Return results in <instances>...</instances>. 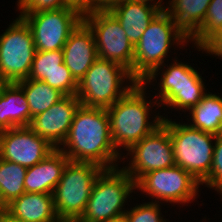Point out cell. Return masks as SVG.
<instances>
[{
  "label": "cell",
  "instance_id": "cell-1",
  "mask_svg": "<svg viewBox=\"0 0 222 222\" xmlns=\"http://www.w3.org/2000/svg\"><path fill=\"white\" fill-rule=\"evenodd\" d=\"M62 145L59 149L70 161L91 162L103 169L116 168L118 160L125 161L115 149L105 108L80 105Z\"/></svg>",
  "mask_w": 222,
  "mask_h": 222
},
{
  "label": "cell",
  "instance_id": "cell-2",
  "mask_svg": "<svg viewBox=\"0 0 222 222\" xmlns=\"http://www.w3.org/2000/svg\"><path fill=\"white\" fill-rule=\"evenodd\" d=\"M146 88L142 82H137L123 97L107 108L111 137L115 149L121 155L120 148L128 151L162 124L163 115H160L159 111L152 112V107L157 105V108H160L159 103L157 100L148 99ZM153 113L157 115L151 118Z\"/></svg>",
  "mask_w": 222,
  "mask_h": 222
},
{
  "label": "cell",
  "instance_id": "cell-3",
  "mask_svg": "<svg viewBox=\"0 0 222 222\" xmlns=\"http://www.w3.org/2000/svg\"><path fill=\"white\" fill-rule=\"evenodd\" d=\"M187 42L189 43V37L166 11H161L134 46L131 76L136 82H143L154 70L165 64L172 45H182L179 47L181 49L188 45Z\"/></svg>",
  "mask_w": 222,
  "mask_h": 222
},
{
  "label": "cell",
  "instance_id": "cell-4",
  "mask_svg": "<svg viewBox=\"0 0 222 222\" xmlns=\"http://www.w3.org/2000/svg\"><path fill=\"white\" fill-rule=\"evenodd\" d=\"M175 58V60L172 59L173 63L169 65L165 63L162 67L160 66L154 70L142 83L148 86L156 85L153 82L156 80L157 83L156 78L162 72L160 82L157 84L160 90H157L158 93H155L152 99L155 98L159 107H164V110L165 107H169L183 112L187 110L188 112L200 103L207 94V90L198 70L194 69L189 63L178 61V58ZM164 66H166V69Z\"/></svg>",
  "mask_w": 222,
  "mask_h": 222
},
{
  "label": "cell",
  "instance_id": "cell-5",
  "mask_svg": "<svg viewBox=\"0 0 222 222\" xmlns=\"http://www.w3.org/2000/svg\"><path fill=\"white\" fill-rule=\"evenodd\" d=\"M136 83L124 66L98 58L79 81L76 96L82 106L107 109Z\"/></svg>",
  "mask_w": 222,
  "mask_h": 222
},
{
  "label": "cell",
  "instance_id": "cell-6",
  "mask_svg": "<svg viewBox=\"0 0 222 222\" xmlns=\"http://www.w3.org/2000/svg\"><path fill=\"white\" fill-rule=\"evenodd\" d=\"M120 168V169H119ZM135 181L121 168L103 169L96 177L81 222H110L122 217Z\"/></svg>",
  "mask_w": 222,
  "mask_h": 222
},
{
  "label": "cell",
  "instance_id": "cell-7",
  "mask_svg": "<svg viewBox=\"0 0 222 222\" xmlns=\"http://www.w3.org/2000/svg\"><path fill=\"white\" fill-rule=\"evenodd\" d=\"M166 117H162V124L170 133L175 165L202 183L211 170L216 135Z\"/></svg>",
  "mask_w": 222,
  "mask_h": 222
},
{
  "label": "cell",
  "instance_id": "cell-8",
  "mask_svg": "<svg viewBox=\"0 0 222 222\" xmlns=\"http://www.w3.org/2000/svg\"><path fill=\"white\" fill-rule=\"evenodd\" d=\"M102 170L101 166L91 162H68L53 191L54 207L60 222L81 218L94 181Z\"/></svg>",
  "mask_w": 222,
  "mask_h": 222
},
{
  "label": "cell",
  "instance_id": "cell-9",
  "mask_svg": "<svg viewBox=\"0 0 222 222\" xmlns=\"http://www.w3.org/2000/svg\"><path fill=\"white\" fill-rule=\"evenodd\" d=\"M36 53L32 32L27 23L17 17L0 35V79L17 83L28 79Z\"/></svg>",
  "mask_w": 222,
  "mask_h": 222
},
{
  "label": "cell",
  "instance_id": "cell-10",
  "mask_svg": "<svg viewBox=\"0 0 222 222\" xmlns=\"http://www.w3.org/2000/svg\"><path fill=\"white\" fill-rule=\"evenodd\" d=\"M201 183H199L188 171L174 165L169 168L153 170L143 175L136 183L135 189L142 194L155 198L151 202L156 203H191L196 199ZM157 199V200H156ZM163 201V202H159Z\"/></svg>",
  "mask_w": 222,
  "mask_h": 222
},
{
  "label": "cell",
  "instance_id": "cell-11",
  "mask_svg": "<svg viewBox=\"0 0 222 222\" xmlns=\"http://www.w3.org/2000/svg\"><path fill=\"white\" fill-rule=\"evenodd\" d=\"M83 21L94 34L98 58L116 62L131 72L134 45L117 18L110 11H93L83 15Z\"/></svg>",
  "mask_w": 222,
  "mask_h": 222
},
{
  "label": "cell",
  "instance_id": "cell-12",
  "mask_svg": "<svg viewBox=\"0 0 222 222\" xmlns=\"http://www.w3.org/2000/svg\"><path fill=\"white\" fill-rule=\"evenodd\" d=\"M29 26L36 51L62 50L69 35L83 21V15L71 7L40 13H20Z\"/></svg>",
  "mask_w": 222,
  "mask_h": 222
},
{
  "label": "cell",
  "instance_id": "cell-13",
  "mask_svg": "<svg viewBox=\"0 0 222 222\" xmlns=\"http://www.w3.org/2000/svg\"><path fill=\"white\" fill-rule=\"evenodd\" d=\"M128 155L131 160L122 168L135 183L150 171L175 165L170 133L163 124L133 145L125 156Z\"/></svg>",
  "mask_w": 222,
  "mask_h": 222
},
{
  "label": "cell",
  "instance_id": "cell-14",
  "mask_svg": "<svg viewBox=\"0 0 222 222\" xmlns=\"http://www.w3.org/2000/svg\"><path fill=\"white\" fill-rule=\"evenodd\" d=\"M54 149L29 126L0 131V158L26 168L44 160Z\"/></svg>",
  "mask_w": 222,
  "mask_h": 222
},
{
  "label": "cell",
  "instance_id": "cell-15",
  "mask_svg": "<svg viewBox=\"0 0 222 222\" xmlns=\"http://www.w3.org/2000/svg\"><path fill=\"white\" fill-rule=\"evenodd\" d=\"M80 105L76 95L65 96L48 110L33 117L29 127L54 148H59L69 133Z\"/></svg>",
  "mask_w": 222,
  "mask_h": 222
},
{
  "label": "cell",
  "instance_id": "cell-16",
  "mask_svg": "<svg viewBox=\"0 0 222 222\" xmlns=\"http://www.w3.org/2000/svg\"><path fill=\"white\" fill-rule=\"evenodd\" d=\"M28 78L44 81L65 96L77 93L78 83L64 64L62 50L36 51Z\"/></svg>",
  "mask_w": 222,
  "mask_h": 222
},
{
  "label": "cell",
  "instance_id": "cell-17",
  "mask_svg": "<svg viewBox=\"0 0 222 222\" xmlns=\"http://www.w3.org/2000/svg\"><path fill=\"white\" fill-rule=\"evenodd\" d=\"M62 51L64 64L79 83L98 59L94 34L84 21L69 35Z\"/></svg>",
  "mask_w": 222,
  "mask_h": 222
},
{
  "label": "cell",
  "instance_id": "cell-18",
  "mask_svg": "<svg viewBox=\"0 0 222 222\" xmlns=\"http://www.w3.org/2000/svg\"><path fill=\"white\" fill-rule=\"evenodd\" d=\"M69 161L59 148H55L44 160L27 168L25 192L53 194Z\"/></svg>",
  "mask_w": 222,
  "mask_h": 222
},
{
  "label": "cell",
  "instance_id": "cell-19",
  "mask_svg": "<svg viewBox=\"0 0 222 222\" xmlns=\"http://www.w3.org/2000/svg\"><path fill=\"white\" fill-rule=\"evenodd\" d=\"M4 209L25 222H60L56 215L53 194L25 192Z\"/></svg>",
  "mask_w": 222,
  "mask_h": 222
},
{
  "label": "cell",
  "instance_id": "cell-20",
  "mask_svg": "<svg viewBox=\"0 0 222 222\" xmlns=\"http://www.w3.org/2000/svg\"><path fill=\"white\" fill-rule=\"evenodd\" d=\"M110 12L120 22L127 37L135 46L161 10L146 3L126 0L112 8Z\"/></svg>",
  "mask_w": 222,
  "mask_h": 222
},
{
  "label": "cell",
  "instance_id": "cell-21",
  "mask_svg": "<svg viewBox=\"0 0 222 222\" xmlns=\"http://www.w3.org/2000/svg\"><path fill=\"white\" fill-rule=\"evenodd\" d=\"M30 123V109L23 89L17 83H3L0 86V131Z\"/></svg>",
  "mask_w": 222,
  "mask_h": 222
},
{
  "label": "cell",
  "instance_id": "cell-22",
  "mask_svg": "<svg viewBox=\"0 0 222 222\" xmlns=\"http://www.w3.org/2000/svg\"><path fill=\"white\" fill-rule=\"evenodd\" d=\"M211 0H169L166 12L190 37L204 22Z\"/></svg>",
  "mask_w": 222,
  "mask_h": 222
},
{
  "label": "cell",
  "instance_id": "cell-23",
  "mask_svg": "<svg viewBox=\"0 0 222 222\" xmlns=\"http://www.w3.org/2000/svg\"><path fill=\"white\" fill-rule=\"evenodd\" d=\"M189 126L203 132L218 135L222 133V97L216 93H208L198 105L189 110Z\"/></svg>",
  "mask_w": 222,
  "mask_h": 222
},
{
  "label": "cell",
  "instance_id": "cell-24",
  "mask_svg": "<svg viewBox=\"0 0 222 222\" xmlns=\"http://www.w3.org/2000/svg\"><path fill=\"white\" fill-rule=\"evenodd\" d=\"M23 89L30 109L31 121L36 115L48 110L65 97L59 90L50 87L44 81L25 79L17 82Z\"/></svg>",
  "mask_w": 222,
  "mask_h": 222
},
{
  "label": "cell",
  "instance_id": "cell-25",
  "mask_svg": "<svg viewBox=\"0 0 222 222\" xmlns=\"http://www.w3.org/2000/svg\"><path fill=\"white\" fill-rule=\"evenodd\" d=\"M26 172V167L0 158V209L25 193Z\"/></svg>",
  "mask_w": 222,
  "mask_h": 222
},
{
  "label": "cell",
  "instance_id": "cell-26",
  "mask_svg": "<svg viewBox=\"0 0 222 222\" xmlns=\"http://www.w3.org/2000/svg\"><path fill=\"white\" fill-rule=\"evenodd\" d=\"M222 29V0H211L203 24L189 37L196 47H201L211 36Z\"/></svg>",
  "mask_w": 222,
  "mask_h": 222
},
{
  "label": "cell",
  "instance_id": "cell-27",
  "mask_svg": "<svg viewBox=\"0 0 222 222\" xmlns=\"http://www.w3.org/2000/svg\"><path fill=\"white\" fill-rule=\"evenodd\" d=\"M160 206V203L156 202L140 203L128 209L123 216L127 222H167V219L163 218Z\"/></svg>",
  "mask_w": 222,
  "mask_h": 222
},
{
  "label": "cell",
  "instance_id": "cell-28",
  "mask_svg": "<svg viewBox=\"0 0 222 222\" xmlns=\"http://www.w3.org/2000/svg\"><path fill=\"white\" fill-rule=\"evenodd\" d=\"M203 184L222 195V133L216 135L211 170Z\"/></svg>",
  "mask_w": 222,
  "mask_h": 222
},
{
  "label": "cell",
  "instance_id": "cell-29",
  "mask_svg": "<svg viewBox=\"0 0 222 222\" xmlns=\"http://www.w3.org/2000/svg\"><path fill=\"white\" fill-rule=\"evenodd\" d=\"M16 6L20 13H40L68 7L65 0H18Z\"/></svg>",
  "mask_w": 222,
  "mask_h": 222
},
{
  "label": "cell",
  "instance_id": "cell-30",
  "mask_svg": "<svg viewBox=\"0 0 222 222\" xmlns=\"http://www.w3.org/2000/svg\"><path fill=\"white\" fill-rule=\"evenodd\" d=\"M198 51H205L208 55L218 56L222 59V29L211 36L201 47H196Z\"/></svg>",
  "mask_w": 222,
  "mask_h": 222
},
{
  "label": "cell",
  "instance_id": "cell-31",
  "mask_svg": "<svg viewBox=\"0 0 222 222\" xmlns=\"http://www.w3.org/2000/svg\"><path fill=\"white\" fill-rule=\"evenodd\" d=\"M126 0H95V11H110Z\"/></svg>",
  "mask_w": 222,
  "mask_h": 222
},
{
  "label": "cell",
  "instance_id": "cell-32",
  "mask_svg": "<svg viewBox=\"0 0 222 222\" xmlns=\"http://www.w3.org/2000/svg\"><path fill=\"white\" fill-rule=\"evenodd\" d=\"M1 222H25L23 220L17 219L9 214L5 209H1Z\"/></svg>",
  "mask_w": 222,
  "mask_h": 222
},
{
  "label": "cell",
  "instance_id": "cell-33",
  "mask_svg": "<svg viewBox=\"0 0 222 222\" xmlns=\"http://www.w3.org/2000/svg\"><path fill=\"white\" fill-rule=\"evenodd\" d=\"M133 1L142 2V3H146L149 5L155 6L158 9H160L161 11L166 10V7L164 6V4L162 5L163 0H133Z\"/></svg>",
  "mask_w": 222,
  "mask_h": 222
},
{
  "label": "cell",
  "instance_id": "cell-34",
  "mask_svg": "<svg viewBox=\"0 0 222 222\" xmlns=\"http://www.w3.org/2000/svg\"><path fill=\"white\" fill-rule=\"evenodd\" d=\"M110 222H127V221H126L125 217L122 216V217H120V218L111 220Z\"/></svg>",
  "mask_w": 222,
  "mask_h": 222
},
{
  "label": "cell",
  "instance_id": "cell-35",
  "mask_svg": "<svg viewBox=\"0 0 222 222\" xmlns=\"http://www.w3.org/2000/svg\"><path fill=\"white\" fill-rule=\"evenodd\" d=\"M66 222H81L79 220H73V221H66Z\"/></svg>",
  "mask_w": 222,
  "mask_h": 222
}]
</instances>
